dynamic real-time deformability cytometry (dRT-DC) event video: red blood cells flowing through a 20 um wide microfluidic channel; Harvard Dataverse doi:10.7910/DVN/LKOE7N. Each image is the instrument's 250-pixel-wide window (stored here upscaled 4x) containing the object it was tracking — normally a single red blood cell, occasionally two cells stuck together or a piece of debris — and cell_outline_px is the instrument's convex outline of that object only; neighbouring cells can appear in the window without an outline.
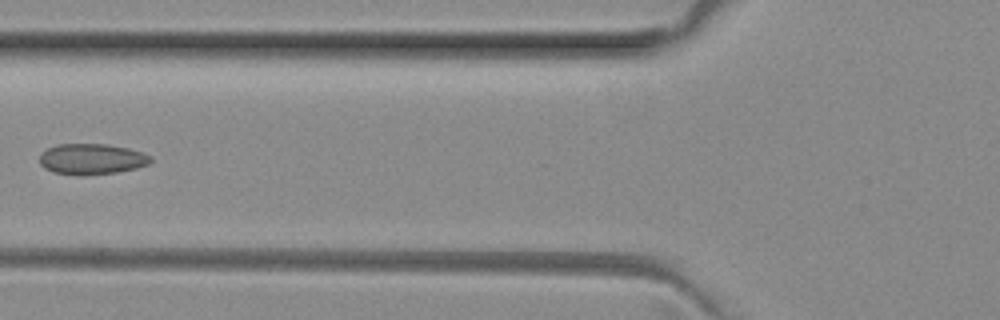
{"species": "common noctule bat (a hibernating species)", "species_latin": "Nyctalus noctula", "temperature_condition": "room temperature", "stored_images_in_passage": 5, "camera_frame_rate_fps": 3000, "um_per_image_px": 0.085, "animal": {"sex": "female", "body_mass_g": 29.2, "forearm_length_mm": 56.3}, "frame": {"image": 1, "passage_image": 4, "time_ms": 1.0, "image_size_px": [1000, 320], "cell_outline_px": [[152, 160], [148, 164], [136, 168], [116, 172], [80, 176], [52, 172], [44, 168], [40, 164], [40, 152], [56, 144], [108, 144], [128, 148], [144, 152], [152, 156]], "centroid_in_image_um": [7.78, 13.52], "position_along_channel_um": 118.0, "area_um2": 20.17}}
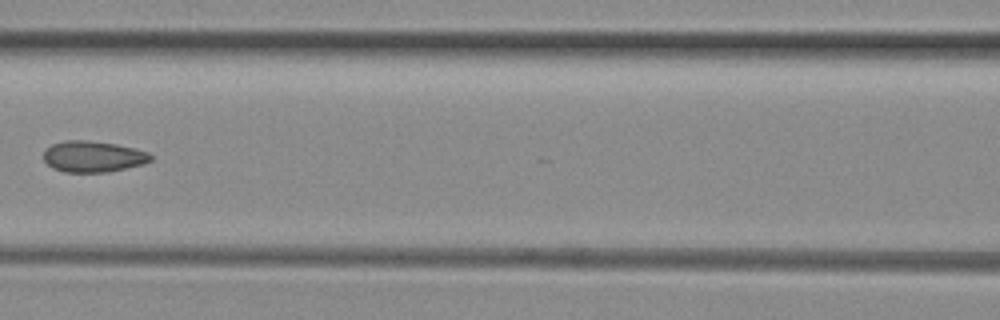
{"frame": {"image": 2, "passage_image": 5, "time_ms": 1.333, "image_size_px": [1000, 320], "cell_outline_px": [[152, 160], [144, 164], [108, 172], [64, 172], [52, 168], [44, 160], [44, 148], [52, 144], [64, 140], [84, 140], [116, 144], [136, 148], [148, 152], [152, 156]], "centroid_in_image_um": [7.91, 13.3], "position_along_channel_um": 158.7, "area_um2": 19.59}}